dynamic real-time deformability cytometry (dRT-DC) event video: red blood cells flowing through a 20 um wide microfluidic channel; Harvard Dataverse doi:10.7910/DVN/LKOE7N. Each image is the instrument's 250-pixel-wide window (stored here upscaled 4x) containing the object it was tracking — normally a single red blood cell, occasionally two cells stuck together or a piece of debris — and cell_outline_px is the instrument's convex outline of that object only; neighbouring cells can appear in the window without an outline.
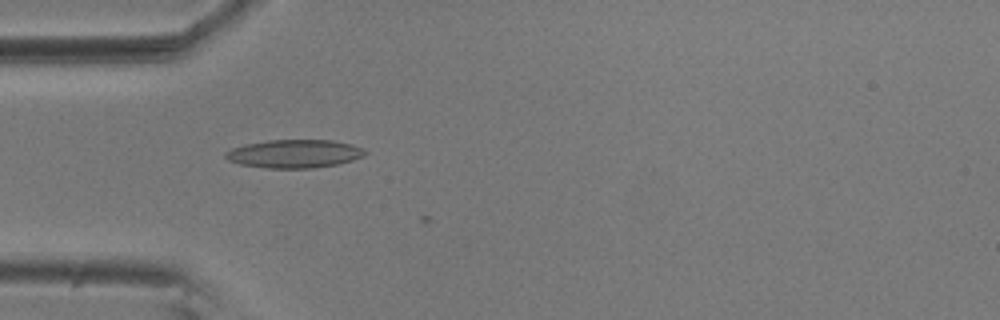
{"species": "common noctule bat (a hibernating species)", "species_latin": "Nyctalus noctula", "temperature_condition": "room temperature", "stored_images_in_passage": 5, "camera_frame_rate_fps": 3000, "um_per_image_px": 0.085, "animal": {"sex": "male", "body_mass_g": 20.5, "forearm_length_mm": 52.5}, "frame": {"image": 1, "passage_image": 4, "time_ms": 1.0, "image_size_px": [1000, 320], "cell_outline_px": [[368, 152], [364, 156], [352, 160], [336, 164], [312, 168], [268, 168], [240, 164], [228, 160], [224, 156], [224, 152], [232, 148], [244, 144], [268, 140], [332, 140], [352, 144]], "centroid_in_image_um": [24.99, 13.06], "position_along_channel_um": 60.0, "area_um2": 22.95}}